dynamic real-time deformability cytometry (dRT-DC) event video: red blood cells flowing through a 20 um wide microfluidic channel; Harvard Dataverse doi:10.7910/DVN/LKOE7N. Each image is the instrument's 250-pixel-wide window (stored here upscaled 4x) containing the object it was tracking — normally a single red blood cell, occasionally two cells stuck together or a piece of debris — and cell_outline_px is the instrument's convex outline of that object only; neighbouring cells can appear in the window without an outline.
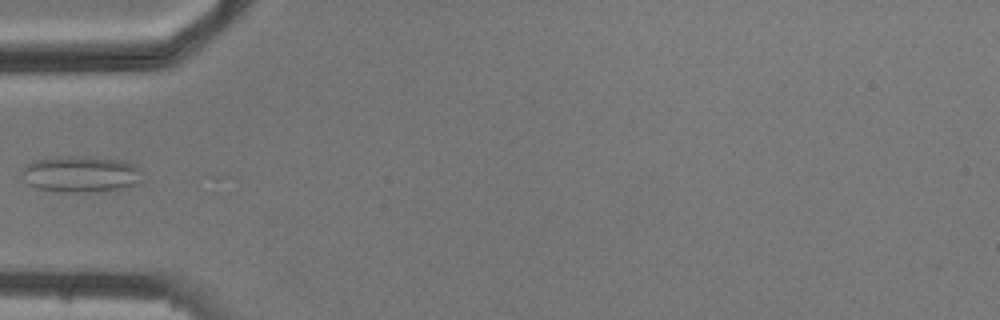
{"species": "common noctule bat (a hibernating species)", "species_latin": "Nyctalus noctula", "temperature_condition": "cold", "stored_images_in_passage": 4, "camera_frame_rate_fps": 3000, "um_per_image_px": 0.085, "animal": {"sex": "male", "body_mass_g": 20.5, "forearm_length_mm": 52.5}, "frame": {"image": 1, "passage_image": 4, "time_ms": 3.333, "image_size_px": [1000, 320], "cell_outline_px": [[140, 180], [136, 184], [124, 188], [88, 192], [60, 192], [36, 188], [28, 184], [24, 180], [24, 168], [28, 164], [36, 160], [60, 156], [92, 156], [124, 160], [140, 168]], "centroid_in_image_um": [6.89, 14.79], "position_along_channel_um": 78.1, "area_um2": 25.49}}